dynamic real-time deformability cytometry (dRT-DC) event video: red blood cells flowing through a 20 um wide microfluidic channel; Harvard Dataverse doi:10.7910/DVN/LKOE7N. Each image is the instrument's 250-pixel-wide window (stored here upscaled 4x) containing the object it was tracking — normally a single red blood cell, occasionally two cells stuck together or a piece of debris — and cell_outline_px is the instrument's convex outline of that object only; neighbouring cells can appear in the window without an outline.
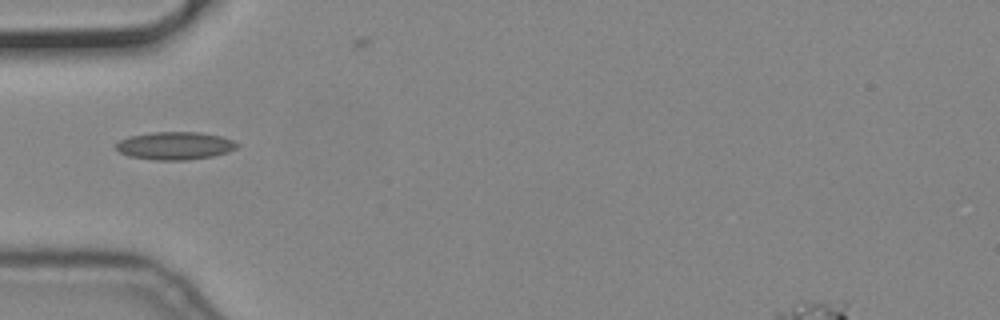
{"species": "common noctule bat (a hibernating species)", "species_latin": "Nyctalus noctula", "temperature_condition": "cold", "stored_images_in_passage": 3, "camera_frame_rate_fps": 3000, "um_per_image_px": 0.085, "animal": {"sex": "male", "body_mass_g": 19.2, "forearm_length_mm": 51.8}, "frame": {"image": 1, "passage_image": 1, "time_ms": 0.0, "image_size_px": [1000, 320], "cell_outline_px": [[240, 144], [236, 148], [228, 152], [212, 156], [188, 160], [156, 160], [128, 156], [120, 152], [116, 148], [116, 144], [120, 140], [128, 136], [152, 132], [200, 132], [220, 136], [232, 140]], "centroid_in_image_um": [14.87, 12.38], "position_along_channel_um": 70.1, "area_um2": 19.65}}
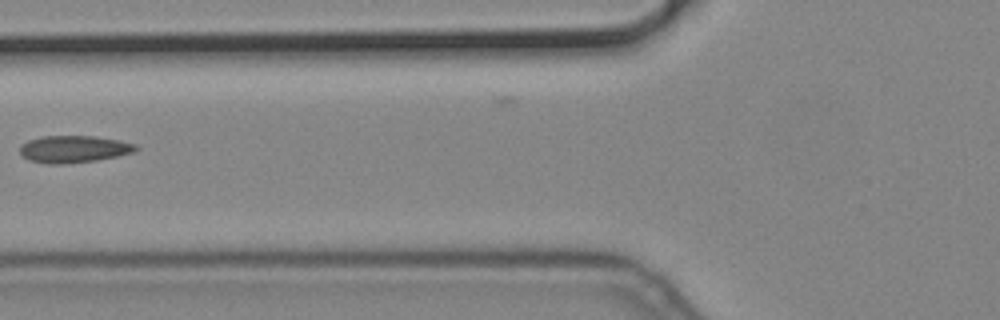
{"frame": {"image": 2, "passage_image": 2, "time_ms": 0.333, "image_size_px": [1000, 320], "cell_outline_px": [[140, 148], [132, 152], [116, 156], [96, 160], [64, 164], [48, 164], [28, 160], [20, 152], [20, 144], [28, 140], [44, 136], [96, 136], [120, 140], [136, 144]], "centroid_in_image_um": [6.27, 12.67], "position_along_channel_um": 119.5, "area_um2": 18.32}}
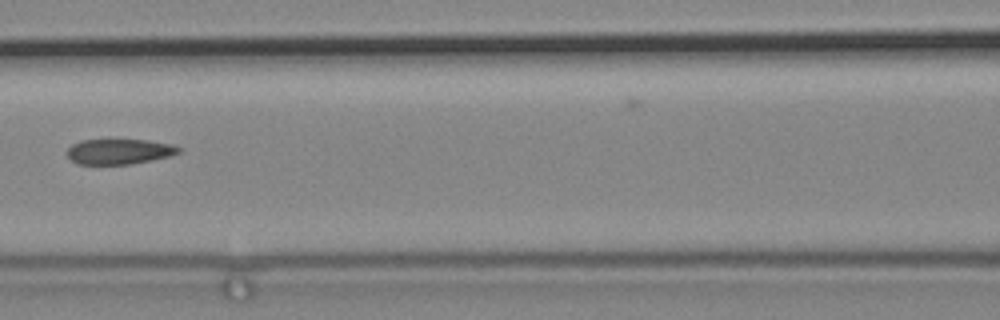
{"frame": {"image": 3, "passage_image": 3, "time_ms": 0.667, "image_size_px": [1000, 320], "cell_outline_px": [[184, 148], [180, 152], [168, 156], [132, 164], [76, 164], [68, 156], [68, 148], [72, 144], [80, 140], [148, 140], [172, 144]], "centroid_in_image_um": [10.15, 12.87], "position_along_channel_um": 156.4, "area_um2": 16.42}}